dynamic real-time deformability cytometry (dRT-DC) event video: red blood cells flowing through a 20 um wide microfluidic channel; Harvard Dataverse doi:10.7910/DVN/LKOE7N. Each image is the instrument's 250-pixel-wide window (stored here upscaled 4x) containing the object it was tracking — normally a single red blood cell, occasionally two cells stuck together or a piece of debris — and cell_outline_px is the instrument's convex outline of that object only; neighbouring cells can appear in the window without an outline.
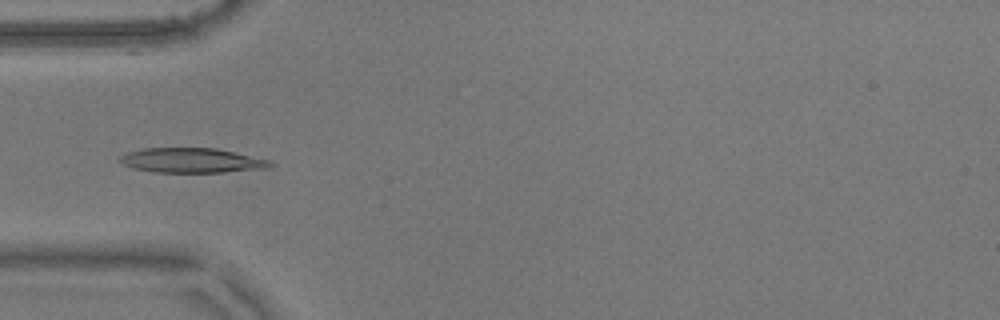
{"species": "common noctule bat (a hibernating species)", "species_latin": "Nyctalus noctula", "temperature_condition": "warm", "stored_images_in_passage": 55, "camera_frame_rate_fps": 3000, "um_per_image_px": 0.085, "animal": {"sex": "male", "body_mass_g": 17.9}, "frame": {"image": 1, "passage_image": 17, "time_ms": 5.333, "image_size_px": [1000, 320], "cell_outline_px": [[276, 164], [268, 168], [224, 172], [156, 172], [136, 168], [124, 164], [120, 160], [120, 156], [128, 152], [144, 148], [216, 148], [268, 160]], "centroid_in_image_um": [16.33, 13.63], "position_along_channel_um": 68.7, "area_um2": 21.33}}
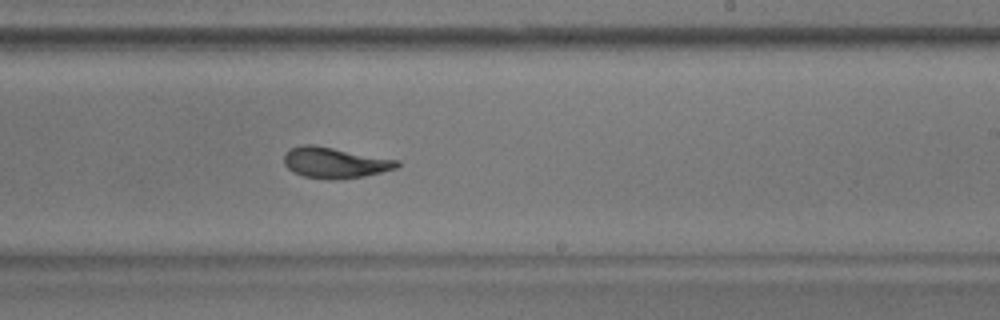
{"frame": {"image": 2, "passage_image": 33, "time_ms": 10.667, "image_size_px": [1000, 320], "cell_outline_px": [[400, 164], [396, 168], [364, 176], [304, 176], [292, 172], [284, 164], [284, 156], [288, 148], [300, 144], [312, 144], [400, 160]], "centroid_in_image_um": [28.43, 13.76], "position_along_channel_um": 260.6, "area_um2": 19.48}}
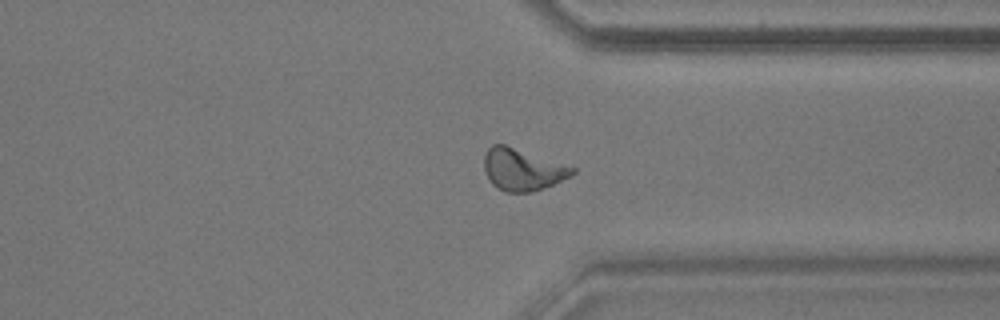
{"frame": {"image": 3, "passage_image": 42, "time_ms": 13.667, "image_size_px": [1000, 320], "cell_outline_px": [[576, 172], [552, 184], [532, 192], [504, 192], [496, 188], [492, 184], [484, 168], [484, 156], [488, 148], [492, 144], [504, 144], [576, 168]], "centroid_in_image_um": [44.36, 14.41], "position_along_channel_um": 367.0, "area_um2": 21.15}, "authors_computed_cell_mechanics": {"area_um2": 20.5768, "velocity_mm_per_s": 3.587, "shape_relaxation_time_tau1_ms": 5.6328, "shape_relaxation_time_tau2_ms": 1.371, "deformation_change_tau1": 0.2091, "deformation_change_tau2": 0.08}}